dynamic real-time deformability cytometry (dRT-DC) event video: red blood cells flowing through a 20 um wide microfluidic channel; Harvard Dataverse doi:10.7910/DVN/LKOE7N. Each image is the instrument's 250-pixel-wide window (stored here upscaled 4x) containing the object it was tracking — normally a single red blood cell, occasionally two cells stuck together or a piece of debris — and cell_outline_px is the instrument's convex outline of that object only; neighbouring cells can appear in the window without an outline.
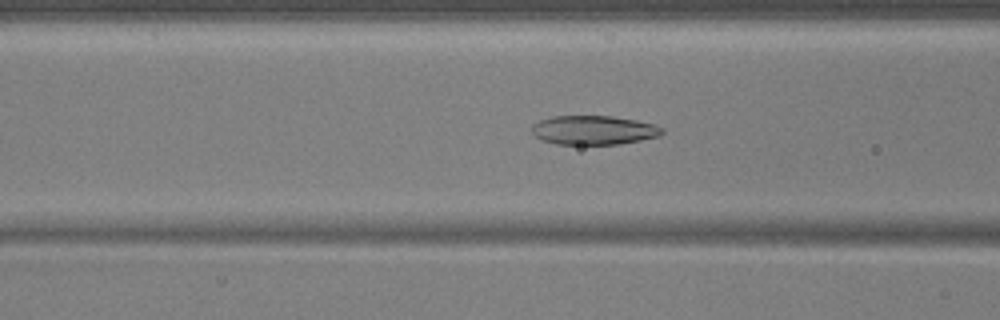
{"species": "common noctule bat (a hibernating species)", "species_latin": "Nyctalus noctula", "temperature_condition": "warm", "stored_images_in_passage": 54, "camera_frame_rate_fps": 3000, "um_per_image_px": 0.085, "animal": {"sex": "male", "body_mass_g": 17.9, "forearm_length_mm": 54.2}, "frame": {"image": 1, "passage_image": 22, "time_ms": 7.0, "image_size_px": [1000, 320], "cell_outline_px": [[664, 132], [660, 136], [620, 144], [556, 144], [540, 140], [532, 132], [532, 124], [540, 120], [552, 116], [612, 116], [636, 120], [652, 124], [664, 128]], "centroid_in_image_um": [50.45, 11.06], "position_along_channel_um": 116.1, "area_um2": 22.14}}
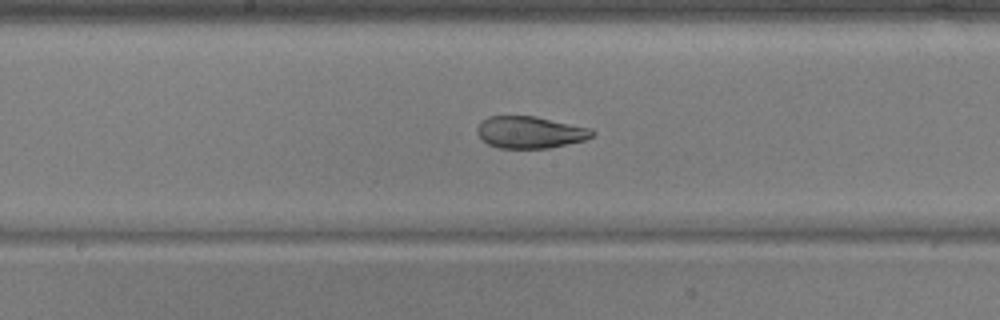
{"frame": {"image": 2, "passage_image": 29, "time_ms": 9.333, "image_size_px": [1000, 320], "cell_outline_px": [[596, 132], [592, 136], [584, 140], [548, 148], [500, 148], [488, 144], [476, 132], [476, 128], [488, 116], [536, 116], [592, 128]], "centroid_in_image_um": [45.08, 11.23], "position_along_channel_um": 203.1, "area_um2": 21.33}}
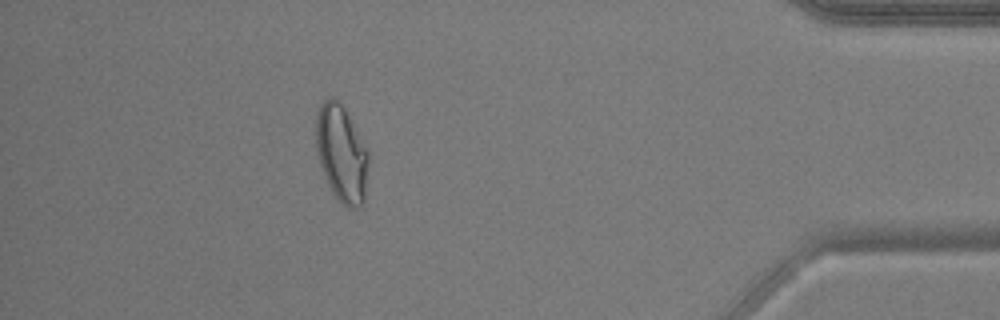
{"frame": {"image": 3, "passage_image": 49, "time_ms": 16.0, "image_size_px": [1000, 320], "cell_outline_px": [[368, 164], [364, 200], [360, 208], [348, 208], [332, 192], [324, 176], [316, 152], [316, 116], [320, 104], [328, 96], [332, 96], [344, 108], [368, 148]], "centroid_in_image_um": [29.02, 13.04], "position_along_channel_um": 406.2, "area_um2": 29.65}, "authors_computed_cell_mechanics": {"area_um2": 24.4783, "velocity_mm_per_s": 3.7151, "shape_relaxation_time_tau1_ms": 9.2074, "shape_relaxation_time_tau2_ms": 1.64, "deformation_change_tau1": 0.2643, "deformation_change_tau2": 0.0657}}